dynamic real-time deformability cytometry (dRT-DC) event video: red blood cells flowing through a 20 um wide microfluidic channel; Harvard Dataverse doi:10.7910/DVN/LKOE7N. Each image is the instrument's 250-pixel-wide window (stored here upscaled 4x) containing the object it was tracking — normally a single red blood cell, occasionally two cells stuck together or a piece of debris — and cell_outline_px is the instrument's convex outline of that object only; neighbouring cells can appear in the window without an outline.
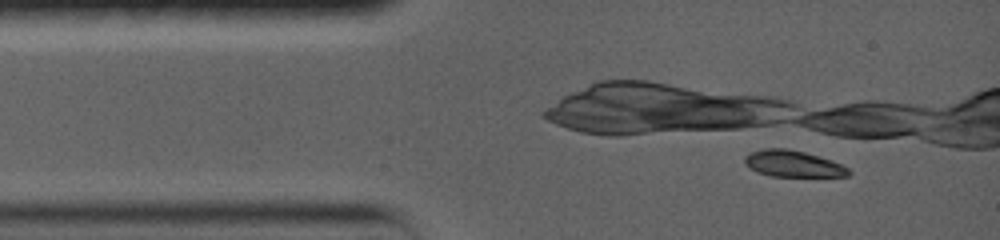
{"species": "common noctule bat (a hibernating species)", "species_latin": "Nyctalus noctula", "temperature_condition": "warm", "stored_images_in_passage": 3, "camera_frame_rate_fps": 5000, "um_per_image_px": 0.085, "animal": {"sex": "female", "body_mass_g": 19.0, "forearm_length_mm": 56.7}, "frame": {"image": 1, "passage_image": 2, "time_ms": 0.6, "image_size_px": [1000, 240], "cell_outline_px": [[852, 172], [848, 176], [772, 176], [756, 172], [744, 164], [744, 156], [752, 152], [764, 148], [788, 148], [804, 152], [832, 160], [848, 168]], "centroid_in_image_um": [67.38, 13.91], "position_along_channel_um": 17.6, "area_um2": 16.01}}